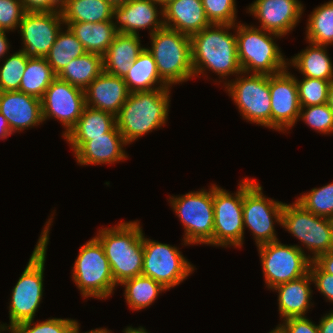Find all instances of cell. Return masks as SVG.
<instances>
[{"label": "cell", "mask_w": 333, "mask_h": 333, "mask_svg": "<svg viewBox=\"0 0 333 333\" xmlns=\"http://www.w3.org/2000/svg\"><path fill=\"white\" fill-rule=\"evenodd\" d=\"M306 40L318 45H333V0L311 12L306 24Z\"/></svg>", "instance_id": "35"}, {"label": "cell", "mask_w": 333, "mask_h": 333, "mask_svg": "<svg viewBox=\"0 0 333 333\" xmlns=\"http://www.w3.org/2000/svg\"><path fill=\"white\" fill-rule=\"evenodd\" d=\"M6 33L8 32L0 30V60L6 55H8L7 53H9L8 51L10 49V43L8 41Z\"/></svg>", "instance_id": "48"}, {"label": "cell", "mask_w": 333, "mask_h": 333, "mask_svg": "<svg viewBox=\"0 0 333 333\" xmlns=\"http://www.w3.org/2000/svg\"><path fill=\"white\" fill-rule=\"evenodd\" d=\"M128 145L115 125L103 136L90 137L75 153L77 164L81 166L114 164L127 160L123 146Z\"/></svg>", "instance_id": "21"}, {"label": "cell", "mask_w": 333, "mask_h": 333, "mask_svg": "<svg viewBox=\"0 0 333 333\" xmlns=\"http://www.w3.org/2000/svg\"><path fill=\"white\" fill-rule=\"evenodd\" d=\"M175 246L145 237L143 233L142 275L152 278L169 290L183 282L194 271V265Z\"/></svg>", "instance_id": "13"}, {"label": "cell", "mask_w": 333, "mask_h": 333, "mask_svg": "<svg viewBox=\"0 0 333 333\" xmlns=\"http://www.w3.org/2000/svg\"><path fill=\"white\" fill-rule=\"evenodd\" d=\"M278 328L283 333H319L318 324L305 317H291L282 320Z\"/></svg>", "instance_id": "44"}, {"label": "cell", "mask_w": 333, "mask_h": 333, "mask_svg": "<svg viewBox=\"0 0 333 333\" xmlns=\"http://www.w3.org/2000/svg\"><path fill=\"white\" fill-rule=\"evenodd\" d=\"M313 283L310 272L306 275L280 284L271 290L278 293V311L280 319L291 317H305L307 312L313 306L312 288Z\"/></svg>", "instance_id": "23"}, {"label": "cell", "mask_w": 333, "mask_h": 333, "mask_svg": "<svg viewBox=\"0 0 333 333\" xmlns=\"http://www.w3.org/2000/svg\"><path fill=\"white\" fill-rule=\"evenodd\" d=\"M296 201L313 214L333 220V182L301 194Z\"/></svg>", "instance_id": "36"}, {"label": "cell", "mask_w": 333, "mask_h": 333, "mask_svg": "<svg viewBox=\"0 0 333 333\" xmlns=\"http://www.w3.org/2000/svg\"><path fill=\"white\" fill-rule=\"evenodd\" d=\"M269 333H283L278 326L275 327V329L271 330Z\"/></svg>", "instance_id": "55"}, {"label": "cell", "mask_w": 333, "mask_h": 333, "mask_svg": "<svg viewBox=\"0 0 333 333\" xmlns=\"http://www.w3.org/2000/svg\"><path fill=\"white\" fill-rule=\"evenodd\" d=\"M120 285L124 286V295L128 307L135 311L149 307L160 293L167 290L157 281L144 275L125 280Z\"/></svg>", "instance_id": "33"}, {"label": "cell", "mask_w": 333, "mask_h": 333, "mask_svg": "<svg viewBox=\"0 0 333 333\" xmlns=\"http://www.w3.org/2000/svg\"><path fill=\"white\" fill-rule=\"evenodd\" d=\"M168 201L184 226V245L213 246V184L208 191L204 188L190 191L185 195L170 196Z\"/></svg>", "instance_id": "7"}, {"label": "cell", "mask_w": 333, "mask_h": 333, "mask_svg": "<svg viewBox=\"0 0 333 333\" xmlns=\"http://www.w3.org/2000/svg\"><path fill=\"white\" fill-rule=\"evenodd\" d=\"M164 26L191 36L210 25L202 0H174L163 8Z\"/></svg>", "instance_id": "24"}, {"label": "cell", "mask_w": 333, "mask_h": 333, "mask_svg": "<svg viewBox=\"0 0 333 333\" xmlns=\"http://www.w3.org/2000/svg\"><path fill=\"white\" fill-rule=\"evenodd\" d=\"M247 10L259 20L258 28L285 37L300 22L304 7L299 0H255Z\"/></svg>", "instance_id": "18"}, {"label": "cell", "mask_w": 333, "mask_h": 333, "mask_svg": "<svg viewBox=\"0 0 333 333\" xmlns=\"http://www.w3.org/2000/svg\"><path fill=\"white\" fill-rule=\"evenodd\" d=\"M26 12H60L62 0H20Z\"/></svg>", "instance_id": "45"}, {"label": "cell", "mask_w": 333, "mask_h": 333, "mask_svg": "<svg viewBox=\"0 0 333 333\" xmlns=\"http://www.w3.org/2000/svg\"><path fill=\"white\" fill-rule=\"evenodd\" d=\"M320 134H333V112L327 103L301 106L299 120Z\"/></svg>", "instance_id": "40"}, {"label": "cell", "mask_w": 333, "mask_h": 333, "mask_svg": "<svg viewBox=\"0 0 333 333\" xmlns=\"http://www.w3.org/2000/svg\"><path fill=\"white\" fill-rule=\"evenodd\" d=\"M66 28V29H65ZM86 53L82 43L66 26L58 33L49 53L45 56L48 64L56 75L74 58L83 56Z\"/></svg>", "instance_id": "34"}, {"label": "cell", "mask_w": 333, "mask_h": 333, "mask_svg": "<svg viewBox=\"0 0 333 333\" xmlns=\"http://www.w3.org/2000/svg\"><path fill=\"white\" fill-rule=\"evenodd\" d=\"M28 56L23 50L6 56L0 65V92L19 91Z\"/></svg>", "instance_id": "37"}, {"label": "cell", "mask_w": 333, "mask_h": 333, "mask_svg": "<svg viewBox=\"0 0 333 333\" xmlns=\"http://www.w3.org/2000/svg\"><path fill=\"white\" fill-rule=\"evenodd\" d=\"M12 134L8 121L5 116L0 113V139H6Z\"/></svg>", "instance_id": "49"}, {"label": "cell", "mask_w": 333, "mask_h": 333, "mask_svg": "<svg viewBox=\"0 0 333 333\" xmlns=\"http://www.w3.org/2000/svg\"><path fill=\"white\" fill-rule=\"evenodd\" d=\"M331 81L308 77H303L300 81L296 78L300 105L314 106L327 103Z\"/></svg>", "instance_id": "39"}, {"label": "cell", "mask_w": 333, "mask_h": 333, "mask_svg": "<svg viewBox=\"0 0 333 333\" xmlns=\"http://www.w3.org/2000/svg\"><path fill=\"white\" fill-rule=\"evenodd\" d=\"M299 245L282 244L280 240L257 246L264 281L268 289L298 279L309 272L311 255Z\"/></svg>", "instance_id": "12"}, {"label": "cell", "mask_w": 333, "mask_h": 333, "mask_svg": "<svg viewBox=\"0 0 333 333\" xmlns=\"http://www.w3.org/2000/svg\"><path fill=\"white\" fill-rule=\"evenodd\" d=\"M41 107L43 122L53 117L60 121L65 129L64 137L75 126L86 107L85 92L56 77L46 89Z\"/></svg>", "instance_id": "15"}, {"label": "cell", "mask_w": 333, "mask_h": 333, "mask_svg": "<svg viewBox=\"0 0 333 333\" xmlns=\"http://www.w3.org/2000/svg\"><path fill=\"white\" fill-rule=\"evenodd\" d=\"M123 79L130 93L171 88L161 80L156 62L146 47L132 63Z\"/></svg>", "instance_id": "29"}, {"label": "cell", "mask_w": 333, "mask_h": 333, "mask_svg": "<svg viewBox=\"0 0 333 333\" xmlns=\"http://www.w3.org/2000/svg\"><path fill=\"white\" fill-rule=\"evenodd\" d=\"M262 190L260 183L255 182L243 196L244 231L251 230L256 246L279 240L274 223L281 226L284 205L264 195Z\"/></svg>", "instance_id": "14"}, {"label": "cell", "mask_w": 333, "mask_h": 333, "mask_svg": "<svg viewBox=\"0 0 333 333\" xmlns=\"http://www.w3.org/2000/svg\"><path fill=\"white\" fill-rule=\"evenodd\" d=\"M158 6L160 5L154 0H130L115 6L113 8L115 29L119 33L138 36L141 29H149V35L155 33L164 27L163 8L157 9Z\"/></svg>", "instance_id": "19"}, {"label": "cell", "mask_w": 333, "mask_h": 333, "mask_svg": "<svg viewBox=\"0 0 333 333\" xmlns=\"http://www.w3.org/2000/svg\"><path fill=\"white\" fill-rule=\"evenodd\" d=\"M306 49L288 61V66L298 69L303 77L333 80V63L327 53V46L311 42Z\"/></svg>", "instance_id": "28"}, {"label": "cell", "mask_w": 333, "mask_h": 333, "mask_svg": "<svg viewBox=\"0 0 333 333\" xmlns=\"http://www.w3.org/2000/svg\"><path fill=\"white\" fill-rule=\"evenodd\" d=\"M144 48L138 35L118 32L103 55V71L124 78Z\"/></svg>", "instance_id": "25"}, {"label": "cell", "mask_w": 333, "mask_h": 333, "mask_svg": "<svg viewBox=\"0 0 333 333\" xmlns=\"http://www.w3.org/2000/svg\"><path fill=\"white\" fill-rule=\"evenodd\" d=\"M234 28L231 24H210L190 36L194 77L206 75V71L211 70L226 81V77L242 72L236 34L229 32Z\"/></svg>", "instance_id": "1"}, {"label": "cell", "mask_w": 333, "mask_h": 333, "mask_svg": "<svg viewBox=\"0 0 333 333\" xmlns=\"http://www.w3.org/2000/svg\"><path fill=\"white\" fill-rule=\"evenodd\" d=\"M288 69L269 75L271 129L283 133L297 123L301 110L296 76Z\"/></svg>", "instance_id": "16"}, {"label": "cell", "mask_w": 333, "mask_h": 333, "mask_svg": "<svg viewBox=\"0 0 333 333\" xmlns=\"http://www.w3.org/2000/svg\"><path fill=\"white\" fill-rule=\"evenodd\" d=\"M243 74V75H242ZM247 74V75H246ZM240 75V76H239ZM224 82L225 90L237 105L243 119L271 129L269 75L241 72Z\"/></svg>", "instance_id": "11"}, {"label": "cell", "mask_w": 333, "mask_h": 333, "mask_svg": "<svg viewBox=\"0 0 333 333\" xmlns=\"http://www.w3.org/2000/svg\"><path fill=\"white\" fill-rule=\"evenodd\" d=\"M86 52L104 55L117 35L114 20L96 23H65Z\"/></svg>", "instance_id": "27"}, {"label": "cell", "mask_w": 333, "mask_h": 333, "mask_svg": "<svg viewBox=\"0 0 333 333\" xmlns=\"http://www.w3.org/2000/svg\"><path fill=\"white\" fill-rule=\"evenodd\" d=\"M156 3L160 5V7L164 8L166 5H168L170 2L174 0H154Z\"/></svg>", "instance_id": "54"}, {"label": "cell", "mask_w": 333, "mask_h": 333, "mask_svg": "<svg viewBox=\"0 0 333 333\" xmlns=\"http://www.w3.org/2000/svg\"><path fill=\"white\" fill-rule=\"evenodd\" d=\"M124 333H148L147 330L140 326L138 328H133L132 326L126 327V329L123 330Z\"/></svg>", "instance_id": "51"}, {"label": "cell", "mask_w": 333, "mask_h": 333, "mask_svg": "<svg viewBox=\"0 0 333 333\" xmlns=\"http://www.w3.org/2000/svg\"><path fill=\"white\" fill-rule=\"evenodd\" d=\"M256 182L244 178L236 193L213 184L214 230L213 246L241 248L244 240L243 196Z\"/></svg>", "instance_id": "8"}, {"label": "cell", "mask_w": 333, "mask_h": 333, "mask_svg": "<svg viewBox=\"0 0 333 333\" xmlns=\"http://www.w3.org/2000/svg\"><path fill=\"white\" fill-rule=\"evenodd\" d=\"M170 89L157 88L129 94L116 116V126L127 144L166 124Z\"/></svg>", "instance_id": "4"}, {"label": "cell", "mask_w": 333, "mask_h": 333, "mask_svg": "<svg viewBox=\"0 0 333 333\" xmlns=\"http://www.w3.org/2000/svg\"><path fill=\"white\" fill-rule=\"evenodd\" d=\"M72 269V280L83 298L107 299L117 286L101 243L93 237L80 246Z\"/></svg>", "instance_id": "9"}, {"label": "cell", "mask_w": 333, "mask_h": 333, "mask_svg": "<svg viewBox=\"0 0 333 333\" xmlns=\"http://www.w3.org/2000/svg\"><path fill=\"white\" fill-rule=\"evenodd\" d=\"M0 113L9 123L12 133L42 124L41 100L20 91L0 92Z\"/></svg>", "instance_id": "20"}, {"label": "cell", "mask_w": 333, "mask_h": 333, "mask_svg": "<svg viewBox=\"0 0 333 333\" xmlns=\"http://www.w3.org/2000/svg\"><path fill=\"white\" fill-rule=\"evenodd\" d=\"M327 105L330 107L331 111L333 112V80L331 81L328 90Z\"/></svg>", "instance_id": "50"}, {"label": "cell", "mask_w": 333, "mask_h": 333, "mask_svg": "<svg viewBox=\"0 0 333 333\" xmlns=\"http://www.w3.org/2000/svg\"><path fill=\"white\" fill-rule=\"evenodd\" d=\"M64 26L61 12H26L18 30L23 44L20 50L30 57H45Z\"/></svg>", "instance_id": "17"}, {"label": "cell", "mask_w": 333, "mask_h": 333, "mask_svg": "<svg viewBox=\"0 0 333 333\" xmlns=\"http://www.w3.org/2000/svg\"><path fill=\"white\" fill-rule=\"evenodd\" d=\"M150 39L151 48L147 49L168 87L194 78L190 36L164 26L151 34Z\"/></svg>", "instance_id": "6"}, {"label": "cell", "mask_w": 333, "mask_h": 333, "mask_svg": "<svg viewBox=\"0 0 333 333\" xmlns=\"http://www.w3.org/2000/svg\"><path fill=\"white\" fill-rule=\"evenodd\" d=\"M281 226L311 252V261L333 250V220L309 212L296 200L284 203Z\"/></svg>", "instance_id": "10"}, {"label": "cell", "mask_w": 333, "mask_h": 333, "mask_svg": "<svg viewBox=\"0 0 333 333\" xmlns=\"http://www.w3.org/2000/svg\"><path fill=\"white\" fill-rule=\"evenodd\" d=\"M80 326L78 325V327L75 329L74 333H80L79 330ZM82 333H112L111 331H109L107 328H96L94 330L91 331H86V332H82Z\"/></svg>", "instance_id": "52"}, {"label": "cell", "mask_w": 333, "mask_h": 333, "mask_svg": "<svg viewBox=\"0 0 333 333\" xmlns=\"http://www.w3.org/2000/svg\"><path fill=\"white\" fill-rule=\"evenodd\" d=\"M116 125V117L108 112L85 107L75 126L64 136L75 153L90 137L103 136Z\"/></svg>", "instance_id": "26"}, {"label": "cell", "mask_w": 333, "mask_h": 333, "mask_svg": "<svg viewBox=\"0 0 333 333\" xmlns=\"http://www.w3.org/2000/svg\"><path fill=\"white\" fill-rule=\"evenodd\" d=\"M79 323L73 319L48 318L41 322L24 321L14 325L9 333H74Z\"/></svg>", "instance_id": "38"}, {"label": "cell", "mask_w": 333, "mask_h": 333, "mask_svg": "<svg viewBox=\"0 0 333 333\" xmlns=\"http://www.w3.org/2000/svg\"><path fill=\"white\" fill-rule=\"evenodd\" d=\"M86 106L113 114L115 117L130 91L122 77L103 71L84 90Z\"/></svg>", "instance_id": "22"}, {"label": "cell", "mask_w": 333, "mask_h": 333, "mask_svg": "<svg viewBox=\"0 0 333 333\" xmlns=\"http://www.w3.org/2000/svg\"><path fill=\"white\" fill-rule=\"evenodd\" d=\"M235 27L233 30L236 31L237 55L242 72L275 75L288 68V59H285L275 41L281 35L240 22Z\"/></svg>", "instance_id": "5"}, {"label": "cell", "mask_w": 333, "mask_h": 333, "mask_svg": "<svg viewBox=\"0 0 333 333\" xmlns=\"http://www.w3.org/2000/svg\"><path fill=\"white\" fill-rule=\"evenodd\" d=\"M309 272L317 290L325 297L326 301L333 303V275L323 272L313 261H311Z\"/></svg>", "instance_id": "43"}, {"label": "cell", "mask_w": 333, "mask_h": 333, "mask_svg": "<svg viewBox=\"0 0 333 333\" xmlns=\"http://www.w3.org/2000/svg\"><path fill=\"white\" fill-rule=\"evenodd\" d=\"M236 0H202L210 24H237Z\"/></svg>", "instance_id": "41"}, {"label": "cell", "mask_w": 333, "mask_h": 333, "mask_svg": "<svg viewBox=\"0 0 333 333\" xmlns=\"http://www.w3.org/2000/svg\"><path fill=\"white\" fill-rule=\"evenodd\" d=\"M113 6L107 0H62L64 23H96L113 20Z\"/></svg>", "instance_id": "30"}, {"label": "cell", "mask_w": 333, "mask_h": 333, "mask_svg": "<svg viewBox=\"0 0 333 333\" xmlns=\"http://www.w3.org/2000/svg\"><path fill=\"white\" fill-rule=\"evenodd\" d=\"M56 77L45 57H29L19 91L41 100Z\"/></svg>", "instance_id": "32"}, {"label": "cell", "mask_w": 333, "mask_h": 333, "mask_svg": "<svg viewBox=\"0 0 333 333\" xmlns=\"http://www.w3.org/2000/svg\"><path fill=\"white\" fill-rule=\"evenodd\" d=\"M25 13L20 0H0V30L9 32L19 29Z\"/></svg>", "instance_id": "42"}, {"label": "cell", "mask_w": 333, "mask_h": 333, "mask_svg": "<svg viewBox=\"0 0 333 333\" xmlns=\"http://www.w3.org/2000/svg\"><path fill=\"white\" fill-rule=\"evenodd\" d=\"M95 238L104 249L116 285L142 275L143 229L138 220L101 228Z\"/></svg>", "instance_id": "3"}, {"label": "cell", "mask_w": 333, "mask_h": 333, "mask_svg": "<svg viewBox=\"0 0 333 333\" xmlns=\"http://www.w3.org/2000/svg\"><path fill=\"white\" fill-rule=\"evenodd\" d=\"M102 72L103 56L86 52L83 56L72 59L57 77L85 90Z\"/></svg>", "instance_id": "31"}, {"label": "cell", "mask_w": 333, "mask_h": 333, "mask_svg": "<svg viewBox=\"0 0 333 333\" xmlns=\"http://www.w3.org/2000/svg\"><path fill=\"white\" fill-rule=\"evenodd\" d=\"M113 7L120 6L129 2L130 0H107Z\"/></svg>", "instance_id": "53"}, {"label": "cell", "mask_w": 333, "mask_h": 333, "mask_svg": "<svg viewBox=\"0 0 333 333\" xmlns=\"http://www.w3.org/2000/svg\"><path fill=\"white\" fill-rule=\"evenodd\" d=\"M53 218H49L37 245L32 252L28 264L16 285L12 289L11 300L9 303V324H0V333L8 331L14 325L33 320L38 311L43 296V277L45 261L47 255V245L49 244V231Z\"/></svg>", "instance_id": "2"}, {"label": "cell", "mask_w": 333, "mask_h": 333, "mask_svg": "<svg viewBox=\"0 0 333 333\" xmlns=\"http://www.w3.org/2000/svg\"><path fill=\"white\" fill-rule=\"evenodd\" d=\"M313 262L323 272L333 275V250L318 256Z\"/></svg>", "instance_id": "46"}, {"label": "cell", "mask_w": 333, "mask_h": 333, "mask_svg": "<svg viewBox=\"0 0 333 333\" xmlns=\"http://www.w3.org/2000/svg\"><path fill=\"white\" fill-rule=\"evenodd\" d=\"M319 333H333V310L324 314L318 324Z\"/></svg>", "instance_id": "47"}]
</instances>
